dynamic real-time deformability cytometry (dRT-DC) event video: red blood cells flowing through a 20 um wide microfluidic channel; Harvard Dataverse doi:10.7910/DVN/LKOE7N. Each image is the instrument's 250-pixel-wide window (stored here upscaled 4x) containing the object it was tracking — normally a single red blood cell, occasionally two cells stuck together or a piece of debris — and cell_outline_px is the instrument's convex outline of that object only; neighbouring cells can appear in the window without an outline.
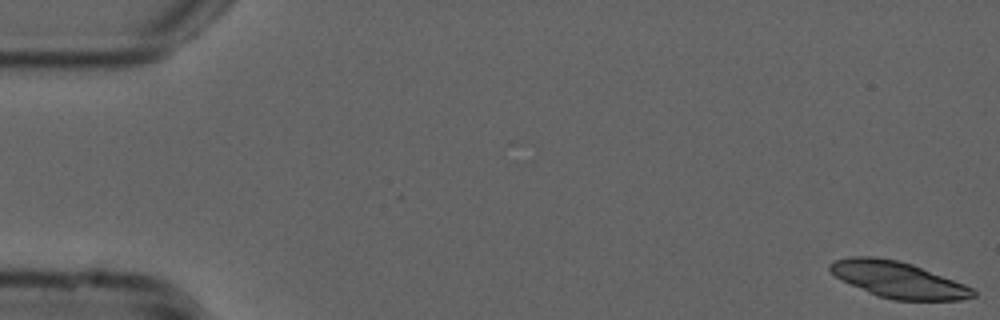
{"species": "common noctule bat (a hibernating species)", "species_latin": "Nyctalus noctula", "temperature_condition": "cold", "stored_images_in_passage": 54, "camera_frame_rate_fps": 3000, "um_per_image_px": 0.085, "animal": {"sex": "male", "forearm_length_mm": 52.5}, "frame": {"image": 1, "passage_image": 1, "time_ms": 0.0, "image_size_px": [1000, 320], "cell_outline_px": [[976, 296], [960, 300], [892, 300], [868, 292], [840, 280], [828, 268], [828, 264], [836, 260], [852, 256], [872, 256], [900, 260], [912, 264], [964, 284], [972, 288], [976, 292]], "centroid_in_image_um": [76.32, 23.77], "position_along_channel_um": 8.7, "area_um2": 30.06}}